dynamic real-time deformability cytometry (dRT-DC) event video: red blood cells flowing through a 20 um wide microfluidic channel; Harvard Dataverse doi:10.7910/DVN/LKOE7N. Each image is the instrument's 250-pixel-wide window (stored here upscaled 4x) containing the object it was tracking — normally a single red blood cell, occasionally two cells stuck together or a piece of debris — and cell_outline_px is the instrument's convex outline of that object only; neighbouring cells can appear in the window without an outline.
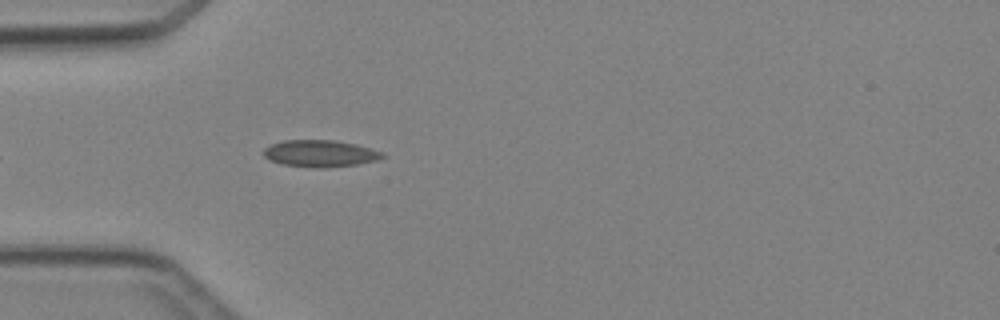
{"species": "Egyptian fruit bat (a non-hibernating species)", "species_latin": "Rousettus aegyptiacus", "temperature_condition": "cold", "stored_images_in_passage": 4, "camera_frame_rate_fps": 3000, "um_per_image_px": 0.085, "animal": {"sex": "female"}, "frame": {"image": 1, "passage_image": 4, "time_ms": 3.667, "image_size_px": [1000, 320], "cell_outline_px": [[388, 156], [376, 160], [356, 164], [324, 168], [316, 168], [284, 164], [272, 160], [264, 156], [264, 148], [272, 144], [284, 140], [336, 140], [356, 144], [372, 148], [384, 152]], "centroid_in_image_um": [27.28, 13.04], "position_along_channel_um": 57.7, "area_um2": 18.55}}